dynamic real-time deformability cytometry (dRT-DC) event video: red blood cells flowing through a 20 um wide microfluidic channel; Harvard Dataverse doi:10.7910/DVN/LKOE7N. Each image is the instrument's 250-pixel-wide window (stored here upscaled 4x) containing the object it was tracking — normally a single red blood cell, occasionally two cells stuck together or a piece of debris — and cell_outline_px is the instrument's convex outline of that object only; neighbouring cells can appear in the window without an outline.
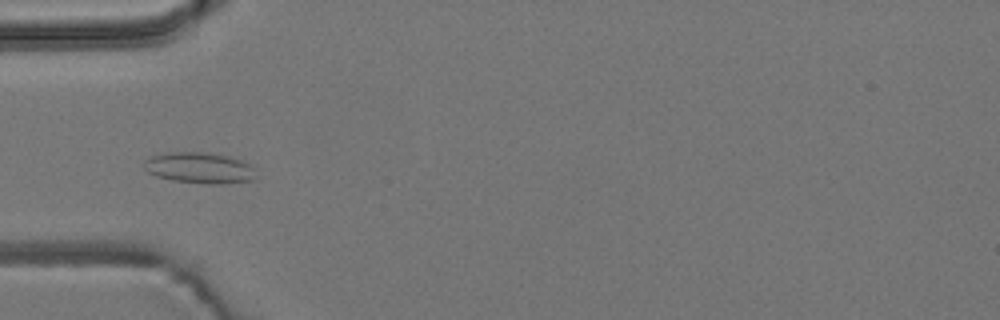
{"species": "common noctule bat (a hibernating species)", "species_latin": "Nyctalus noctula", "temperature_condition": "room temperature", "stored_images_in_passage": 48, "camera_frame_rate_fps": 3000, "um_per_image_px": 0.085, "animal": {"sex": "male", "body_mass_g": 19.2, "forearm_length_mm": 51.8}, "frame": {"image": 1, "passage_image": 11, "time_ms": 3.333, "image_size_px": [1000, 320], "cell_outline_px": [[256, 176], [252, 180], [220, 184], [208, 184], [172, 180], [156, 176], [148, 172], [144, 168], [144, 160], [152, 156], [168, 152], [208, 152], [228, 156], [240, 160], [248, 164], [252, 168]], "centroid_in_image_um": [16.92, 14.27], "position_along_channel_um": 68.1, "area_um2": 20.11}}
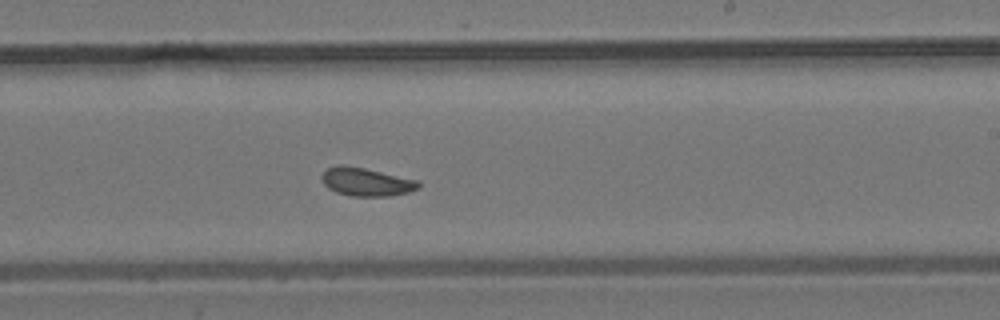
{"frame": {"image": 2, "passage_image": 26, "time_ms": 8.333, "image_size_px": [1000, 320], "cell_outline_px": [[420, 188], [408, 192], [388, 196], [352, 196], [336, 192], [328, 188], [324, 184], [320, 176], [328, 168], [340, 164], [344, 164], [364, 168], [420, 180]], "centroid_in_image_um": [31.15, 15.45], "position_along_channel_um": 257.9, "area_um2": 16.01}}
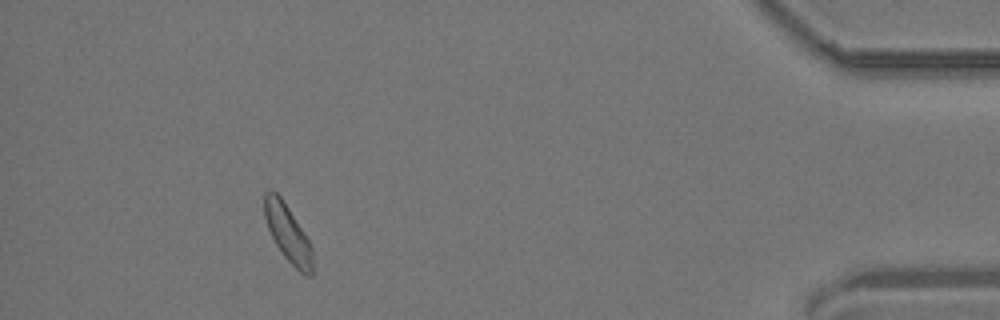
{"frame": {"image": 3, "passage_image": 43, "time_ms": 14.0, "image_size_px": [1000, 320], "cell_outline_px": [[312, 276], [308, 276], [300, 272], [284, 256], [276, 244], [268, 228], [264, 216], [264, 192], [268, 188], [272, 188], [280, 196], [304, 232], [312, 248]], "centroid_in_image_um": [24.44, 19.78], "position_along_channel_um": 410.8, "area_um2": 15.84}, "authors_computed_cell_mechanics": {"area_um2": 16.0684, "velocity_mm_per_s": 3.7972, "shape_relaxation_time_tau1_ms": null, "shape_relaxation_time_tau2_ms": 3.3727, "deformation_change_tau1": null, "deformation_change_tau2": 0.0949}}